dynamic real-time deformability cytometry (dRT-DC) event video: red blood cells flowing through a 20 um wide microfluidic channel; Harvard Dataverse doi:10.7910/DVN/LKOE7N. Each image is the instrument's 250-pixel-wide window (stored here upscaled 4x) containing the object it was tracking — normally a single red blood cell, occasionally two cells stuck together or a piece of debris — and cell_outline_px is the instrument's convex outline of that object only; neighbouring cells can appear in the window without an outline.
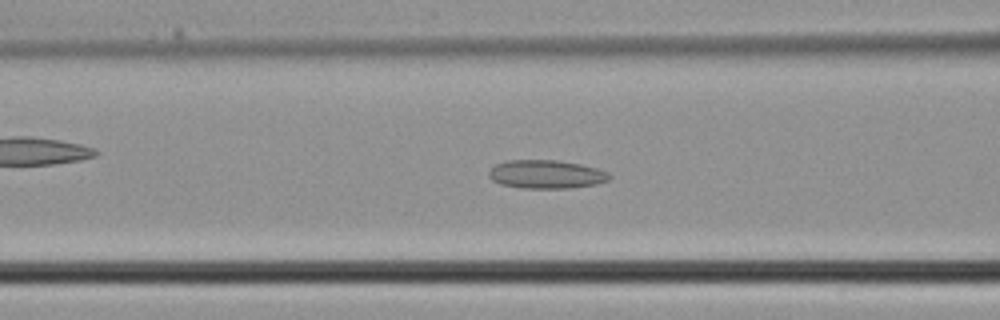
{"species": "common noctule bat (a hibernating species)", "species_latin": "Nyctalus noctula", "temperature_condition": "cold", "stored_images_in_passage": 34, "camera_frame_rate_fps": 3000, "um_per_image_px": 0.085, "animal": {"sex": "male", "body_mass_g": 21.5, "forearm_length_mm": 52.0}, "frame": {"image": 1, "passage_image": 14, "time_ms": 4.333, "image_size_px": [1000, 320], "cell_outline_px": [[612, 176], [608, 180], [596, 184], [572, 188], [524, 188], [500, 184], [492, 180], [488, 176], [488, 172], [496, 164], [508, 160], [556, 160], [580, 164], [596, 168], [608, 172]], "centroid_in_image_um": [46.43, 14.81], "position_along_channel_um": 120.2, "area_um2": 20.0}}
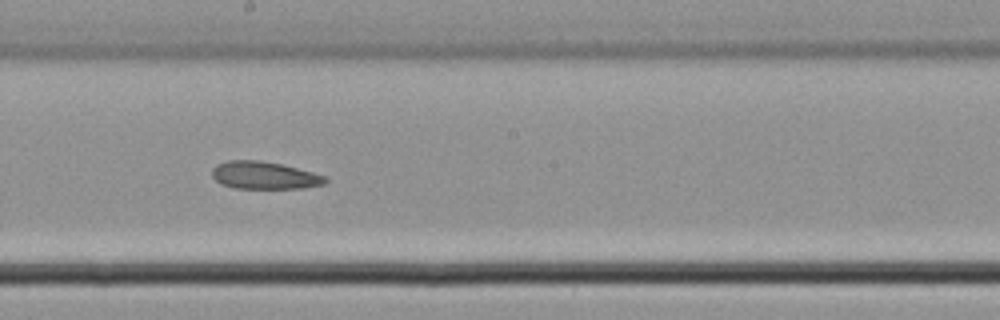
{"frame": {"image": 2, "passage_image": 20, "time_ms": 6.333, "image_size_px": [1000, 320], "cell_outline_px": [[328, 180], [324, 184], [300, 188], [232, 188], [220, 184], [212, 176], [212, 168], [216, 164], [228, 160], [260, 160], [280, 164], [312, 172], [324, 176]], "centroid_in_image_um": [22.41, 14.9], "position_along_channel_um": 225.8, "area_um2": 18.09}}
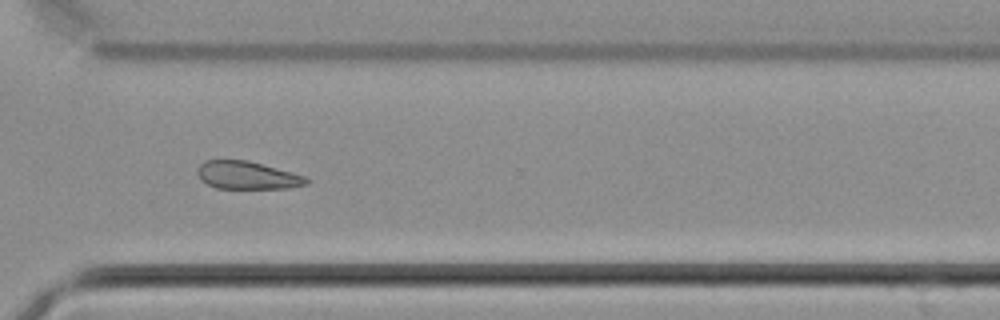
{"frame": {"image": 3, "passage_image": 27, "time_ms": 8.667, "image_size_px": [1000, 320], "cell_outline_px": [[312, 180], [308, 184], [288, 188], [216, 188], [200, 180], [196, 172], [196, 168], [204, 160], [248, 160], [304, 176]], "centroid_in_image_um": [20.98, 14.9], "position_along_channel_um": 349.6, "area_um2": 17.69}}